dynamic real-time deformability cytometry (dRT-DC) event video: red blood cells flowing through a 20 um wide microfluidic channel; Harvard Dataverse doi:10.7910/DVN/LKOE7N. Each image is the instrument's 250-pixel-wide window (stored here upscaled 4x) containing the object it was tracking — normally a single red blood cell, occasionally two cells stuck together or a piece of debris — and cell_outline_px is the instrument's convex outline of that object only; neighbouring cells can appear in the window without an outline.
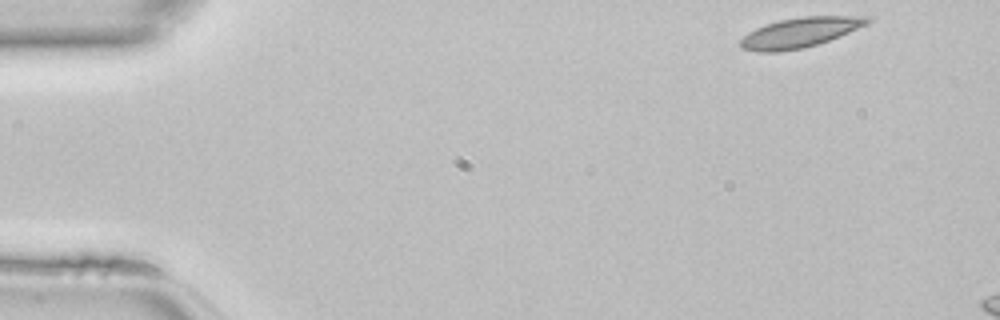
{"species": "common noctule bat (a hibernating species)", "species_latin": "Nyctalus noctula", "temperature_condition": "room temperature", "stored_images_in_passage": 6, "camera_frame_rate_fps": 3000, "um_per_image_px": 0.085, "animal": {"sex": "female", "body_mass_g": 22.7, "forearm_length_mm": 54.2}, "frame": {"image": 1, "passage_image": 1, "time_ms": 0.0, "image_size_px": [1000, 320], "cell_outline_px": [[876, 16], [868, 24], [840, 36], [804, 48], [780, 52], [756, 52], [740, 48], [740, 40], [748, 32], [756, 28], [780, 20], [804, 16]], "centroid_in_image_um": [68.02, 2.76], "position_along_channel_um": 17.0, "area_um2": 22.2}}